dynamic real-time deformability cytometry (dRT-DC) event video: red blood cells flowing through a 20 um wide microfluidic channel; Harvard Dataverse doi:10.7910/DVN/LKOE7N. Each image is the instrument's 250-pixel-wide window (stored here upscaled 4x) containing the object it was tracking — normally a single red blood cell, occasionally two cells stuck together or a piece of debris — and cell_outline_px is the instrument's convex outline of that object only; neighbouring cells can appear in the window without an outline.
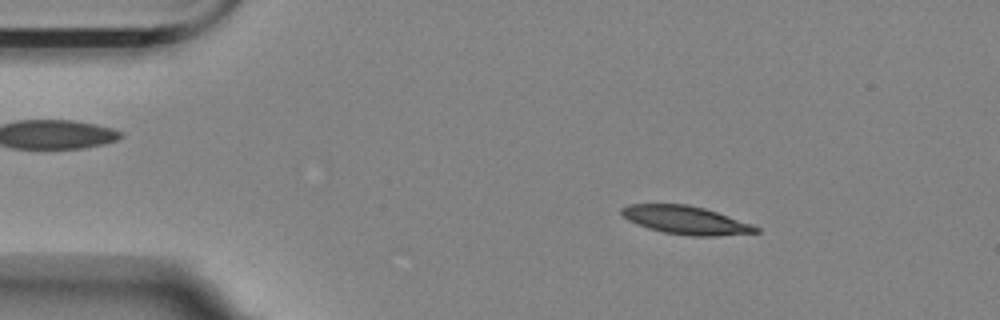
{"species": "Egyptian fruit bat (a non-hibernating species)", "species_latin": "Rousettus aegyptiacus", "temperature_condition": "room temperature", "stored_images_in_passage": 57, "camera_frame_rate_fps": 3000, "um_per_image_px": 0.085, "animal": {"sex": "female"}, "frame": {"image": 1, "passage_image": 8, "time_ms": 2.333, "image_size_px": [1000, 320], "cell_outline_px": [[760, 232], [720, 236], [692, 236], [664, 232], [648, 228], [636, 224], [620, 216], [620, 208], [628, 204], [688, 204], [704, 208], [752, 224], [760, 228]], "centroid_in_image_um": [58.26, 18.71], "position_along_channel_um": 26.7, "area_um2": 22.2}}
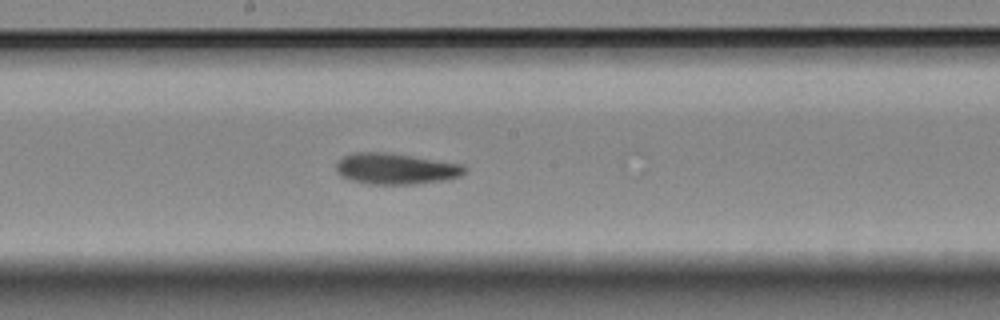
{"frame": {"image": 2, "passage_image": 29, "time_ms": 9.333, "image_size_px": [1000, 320], "cell_outline_px": [[468, 168], [460, 176], [448, 180], [416, 184], [368, 184], [352, 180], [340, 176], [336, 172], [336, 164], [344, 156], [356, 152], [384, 152], [412, 156], [464, 164]], "centroid_in_image_um": [33.67, 14.35], "position_along_channel_um": 214.5, "area_um2": 23.35}}
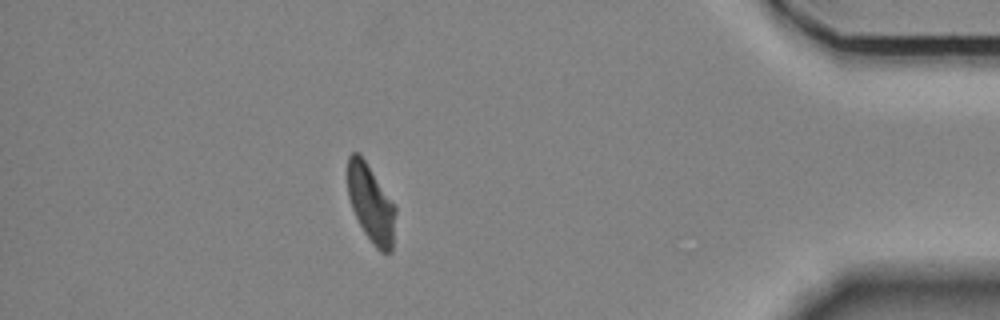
{"frame": {"image": 3, "passage_image": 49, "time_ms": 16.0, "image_size_px": [1000, 320], "cell_outline_px": [[396, 212], [392, 252], [380, 252], [376, 248], [364, 232], [352, 208], [348, 196], [348, 156], [352, 152], [356, 152], [364, 160], [396, 208]], "centroid_in_image_um": [31.53, 17.36], "position_along_channel_um": 403.7, "area_um2": 21.1}, "authors_computed_cell_mechanics": {"area_um2": 22.7154, "velocity_mm_per_s": 3.5028, "shape_relaxation_time_tau1_ms": 4.2439, "shape_relaxation_time_tau2_ms": 3.013, "deformation_change_tau1": 0.1551, "deformation_change_tau2": 0.0968}}